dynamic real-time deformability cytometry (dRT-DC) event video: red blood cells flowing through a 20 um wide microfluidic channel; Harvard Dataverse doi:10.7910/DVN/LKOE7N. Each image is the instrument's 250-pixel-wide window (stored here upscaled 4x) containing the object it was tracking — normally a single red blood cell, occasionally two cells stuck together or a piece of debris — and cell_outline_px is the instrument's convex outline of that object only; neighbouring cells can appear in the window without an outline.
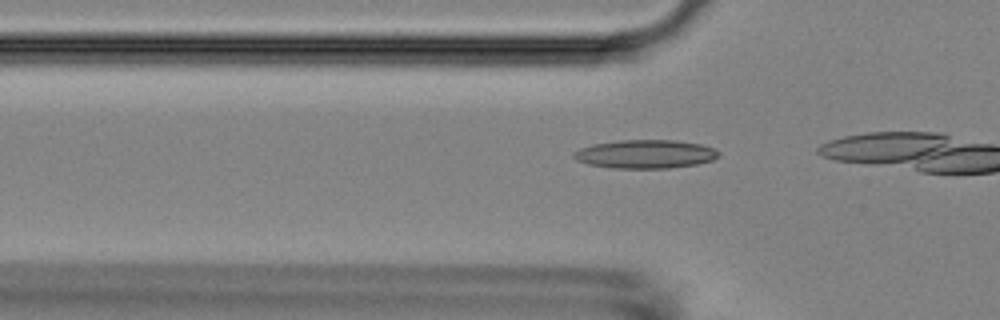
{"species": "Egyptian fruit bat (a non-hibernating species)", "species_latin": "Rousettus aegyptiacus", "temperature_condition": "room temperature", "stored_images_in_passage": 16, "camera_frame_rate_fps": 3000, "um_per_image_px": 0.085, "animal": {"sex": "female"}, "frame": {"image": 1, "passage_image": 14, "time_ms": 4.333, "image_size_px": [1000, 320], "cell_outline_px": [[720, 156], [712, 160], [696, 164], [668, 168], [612, 168], [588, 164], [576, 160], [572, 156], [572, 152], [580, 148], [592, 144], [620, 140], [676, 140], [700, 144], [712, 148], [720, 152]], "centroid_in_image_um": [54.83, 13.09], "position_along_channel_um": 71.0, "area_um2": 24.16}}